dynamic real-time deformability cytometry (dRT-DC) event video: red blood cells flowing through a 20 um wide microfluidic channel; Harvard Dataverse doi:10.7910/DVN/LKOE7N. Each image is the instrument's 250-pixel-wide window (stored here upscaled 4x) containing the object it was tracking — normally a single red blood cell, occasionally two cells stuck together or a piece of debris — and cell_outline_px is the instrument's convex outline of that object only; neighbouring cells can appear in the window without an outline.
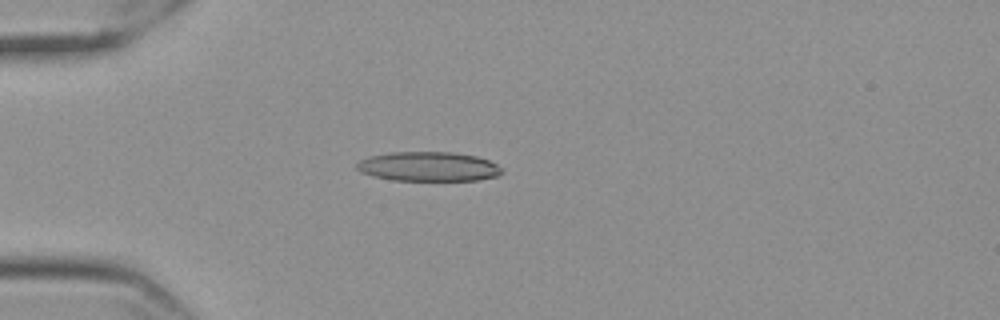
{"species": "Egyptian fruit bat (a non-hibernating species)", "species_latin": "Rousettus aegyptiacus", "temperature_condition": "cold", "stored_images_in_passage": 39, "camera_frame_rate_fps": 3000, "um_per_image_px": 0.085, "frame": {"image": 1, "passage_image": 6, "time_ms": 1.667, "image_size_px": [1000, 320], "cell_outline_px": [[504, 172], [496, 176], [476, 180], [392, 180], [372, 176], [360, 172], [356, 168], [356, 164], [360, 160], [368, 156], [388, 152], [452, 152], [476, 156], [488, 160], [504, 168]], "centroid_in_image_um": [36.39, 14.15], "position_along_channel_um": 48.6, "area_um2": 25.03}}
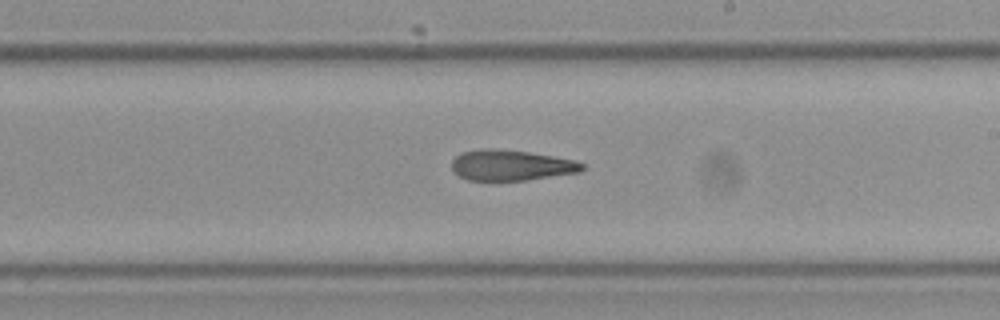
{"frame": {"image": 2, "passage_image": 24, "time_ms": 7.667, "image_size_px": [1000, 320], "cell_outline_px": [[584, 168], [580, 172], [524, 180], [468, 180], [452, 172], [452, 160], [460, 152], [484, 148], [492, 148], [528, 152], [576, 160], [584, 164]], "centroid_in_image_um": [43.41, 14.04], "position_along_channel_um": 245.6, "area_um2": 23.24}}
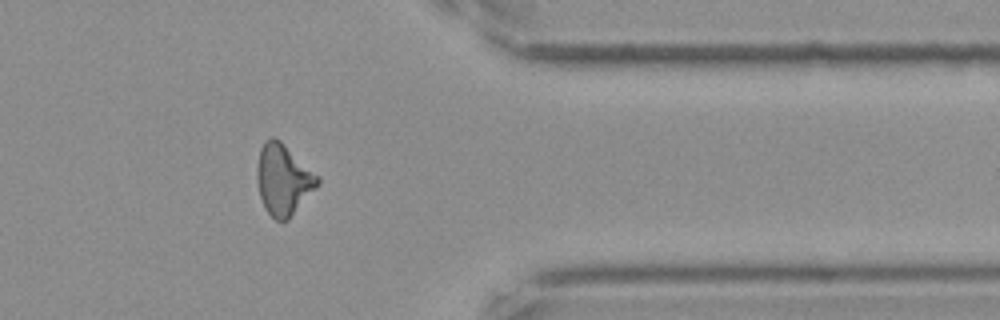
{"frame": {"image": 3, "passage_image": 37, "time_ms": 12.0, "image_size_px": [1000, 320], "cell_outline_px": [[320, 184], [288, 220], [276, 220], [264, 208], [260, 196], [256, 180], [256, 168], [260, 148], [264, 140], [272, 136], [280, 140], [320, 176]], "centroid_in_image_um": [24.08, 15.24], "position_along_channel_um": 387.3, "area_um2": 25.26}, "authors_computed_cell_mechanics": {"area_um2": 24.4494, "velocity_mm_per_s": 3.577, "shape_relaxation_time_tau1_ms": null, "shape_relaxation_time_tau2_ms": 10.7238, "deformation_change_tau1": null, "deformation_change_tau2": 0.2593}}